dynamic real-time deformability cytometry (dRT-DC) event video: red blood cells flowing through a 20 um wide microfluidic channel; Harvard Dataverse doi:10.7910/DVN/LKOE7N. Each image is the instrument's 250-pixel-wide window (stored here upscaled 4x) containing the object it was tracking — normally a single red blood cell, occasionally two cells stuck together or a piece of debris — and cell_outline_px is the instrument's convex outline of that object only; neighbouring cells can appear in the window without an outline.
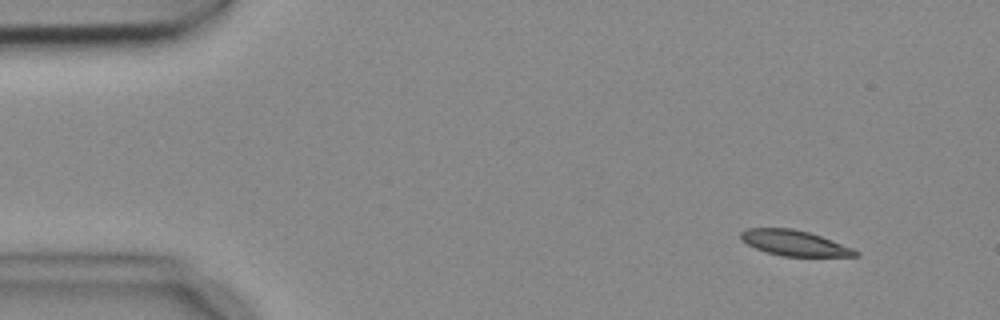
{"species": "common noctule bat (a hibernating species)", "species_latin": "Nyctalus noctula", "temperature_condition": "cold", "stored_images_in_passage": 5, "segment_of_instrument_passage": [1, 2], "camera_frame_rate_fps": 3000, "um_per_image_px": 0.085, "animal": {"sex": "female", "body_mass_g": 18.4}, "frame": {"image": 1, "passage_image": 1, "time_ms": 0.0, "image_size_px": [1000, 320], "cell_outline_px": [[860, 256], [780, 256], [756, 248], [740, 240], [740, 232], [748, 228], [792, 228], [808, 232], [832, 240], [852, 248], [860, 252]], "centroid_in_image_um": [67.51, 20.65], "position_along_channel_um": 17.5, "area_um2": 16.88}}
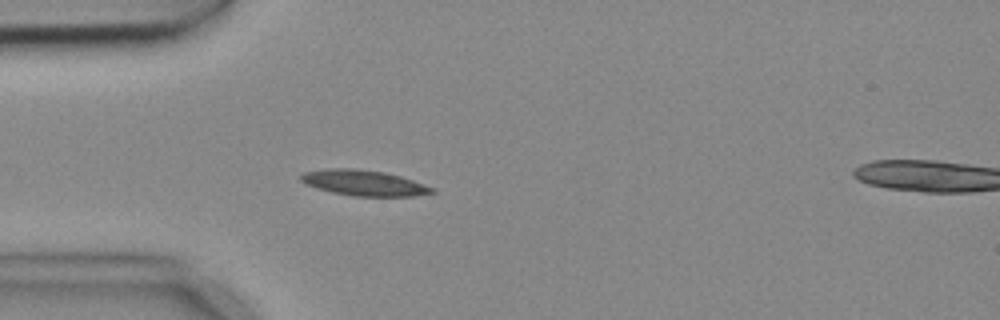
{"frame": {"image": 2, "passage_image": 4, "time_ms": 1.0, "image_size_px": [1000, 320], "cell_outline_px": [[436, 192], [416, 196], [352, 196], [332, 192], [316, 188], [304, 184], [300, 180], [300, 176], [304, 172], [332, 168], [348, 168], [384, 172], [400, 176], [436, 188]], "centroid_in_image_um": [30.94, 15.56], "position_along_channel_um": 54.1, "area_um2": 19.54}}